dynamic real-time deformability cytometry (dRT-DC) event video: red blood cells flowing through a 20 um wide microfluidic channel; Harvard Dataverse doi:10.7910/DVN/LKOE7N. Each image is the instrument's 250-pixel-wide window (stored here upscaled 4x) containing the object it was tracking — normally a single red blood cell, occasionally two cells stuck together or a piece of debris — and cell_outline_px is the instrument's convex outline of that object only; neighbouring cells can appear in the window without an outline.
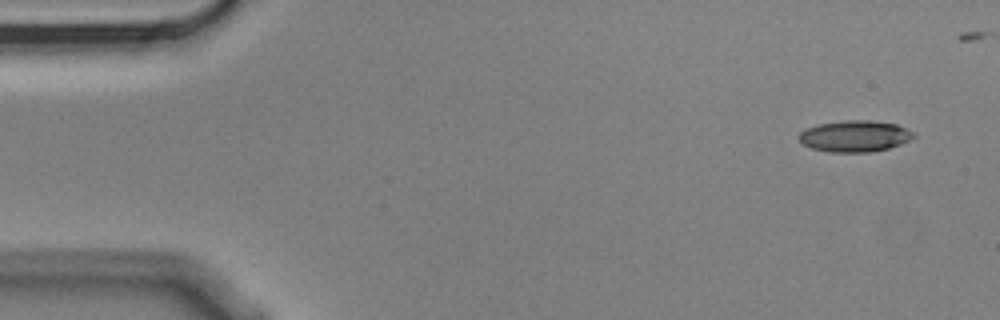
{"species": "Egyptian fruit bat (a non-hibernating species)", "species_latin": "Rousettus aegyptiacus", "temperature_condition": "cold", "stored_images_in_passage": 14, "camera_frame_rate_fps": 3000, "um_per_image_px": 0.085, "animal": {"sex": "male"}, "frame": {"image": 1, "passage_image": 1, "time_ms": 0.0, "image_size_px": [1000, 320], "cell_outline_px": [[916, 136], [900, 144], [888, 148], [872, 152], [828, 152], [812, 148], [804, 144], [796, 136], [800, 132], [808, 128], [820, 124], [844, 120], [868, 120], [896, 124], [916, 132]], "centroid_in_image_um": [72.67, 11.57], "position_along_channel_um": 12.3, "area_um2": 20.92}}
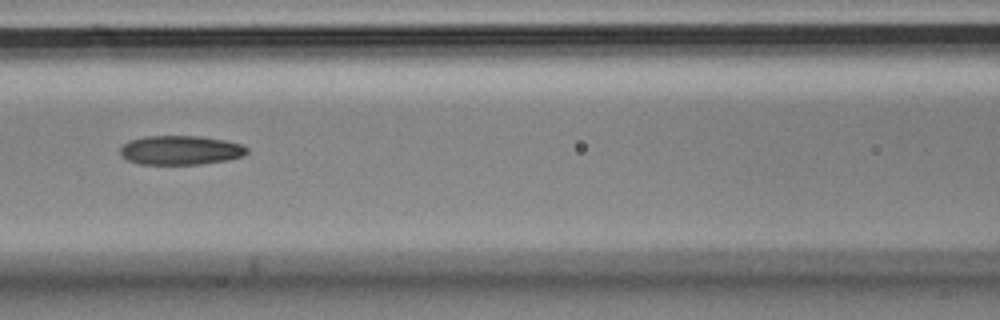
{"frame": {"image": 2, "passage_image": 6, "time_ms": 1.667, "image_size_px": [1000, 320], "cell_outline_px": [[248, 152], [244, 156], [228, 160], [200, 164], [140, 164], [128, 160], [120, 156], [120, 148], [128, 140], [144, 136], [200, 136], [224, 140], [240, 144], [248, 148]], "centroid_in_image_um": [15.33, 12.76], "position_along_channel_um": 151.3, "area_um2": 21.68}}
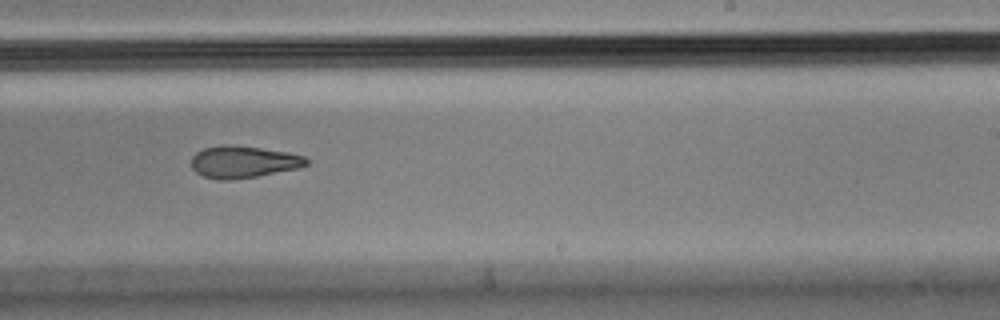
{"frame": {"image": 3, "passage_image": 9, "time_ms": 2.667, "image_size_px": [1000, 320], "cell_outline_px": [[308, 164], [300, 168], [256, 176], [228, 180], [220, 180], [204, 176], [196, 172], [192, 168], [192, 156], [196, 152], [204, 148], [224, 144], [232, 144], [288, 152], [304, 156], [308, 160]], "centroid_in_image_um": [20.68, 13.75], "position_along_channel_um": 268.3, "area_um2": 21.44}}